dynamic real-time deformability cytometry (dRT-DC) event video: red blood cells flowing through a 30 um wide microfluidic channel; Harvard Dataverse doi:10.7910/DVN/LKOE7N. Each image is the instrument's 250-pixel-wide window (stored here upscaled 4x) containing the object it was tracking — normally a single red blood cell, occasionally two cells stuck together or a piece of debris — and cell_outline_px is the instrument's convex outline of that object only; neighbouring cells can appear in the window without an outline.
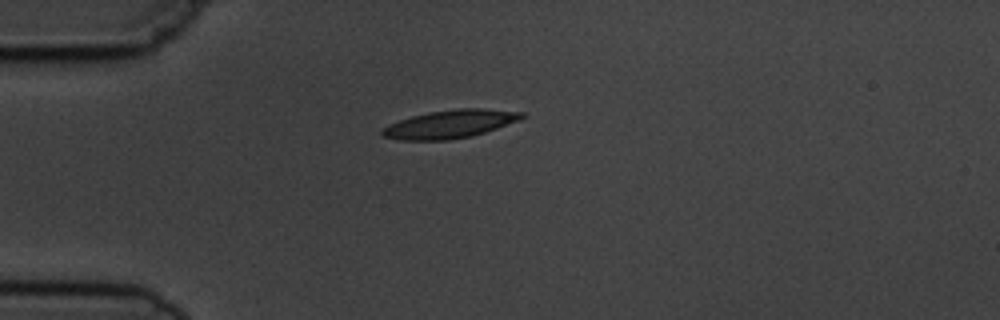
{"species": "common noctule bat (a hibernating species)", "species_latin": "Nyctalus noctula", "temperature_condition": "cold", "stored_images_in_passage": 3, "camera_frame_rate_fps": 3000, "um_per_image_px": 0.085, "animal": {"sex": "male", "body_mass_g": 19.5, "forearm_length_mm": 54.6}, "frame": {"image": 1, "passage_image": 1, "time_ms": 0.0, "image_size_px": [1000, 320], "cell_outline_px": [[524, 116], [520, 120], [472, 136], [448, 140], [400, 140], [384, 136], [380, 132], [388, 124], [412, 116], [428, 112], [456, 108], [480, 108], [524, 112]], "centroid_in_image_um": [38.25, 10.54], "position_along_channel_um": 46.7, "area_um2": 22.77}}
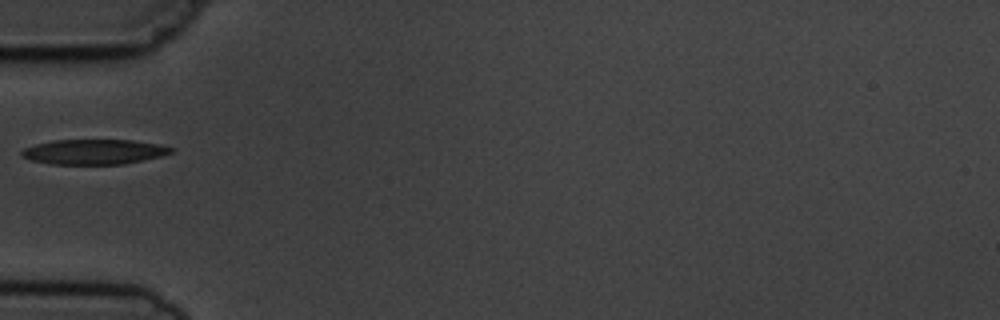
{"frame": {"image": 2, "passage_image": 2, "time_ms": 1.333, "image_size_px": [1000, 320], "cell_outline_px": [[176, 152], [160, 156], [124, 164], [52, 164], [32, 160], [20, 156], [20, 152], [24, 148], [36, 144], [52, 140], [132, 140], [160, 144], [176, 148]], "centroid_in_image_um": [8.03, 12.9], "position_along_channel_um": 77.0, "area_um2": 21.91}}
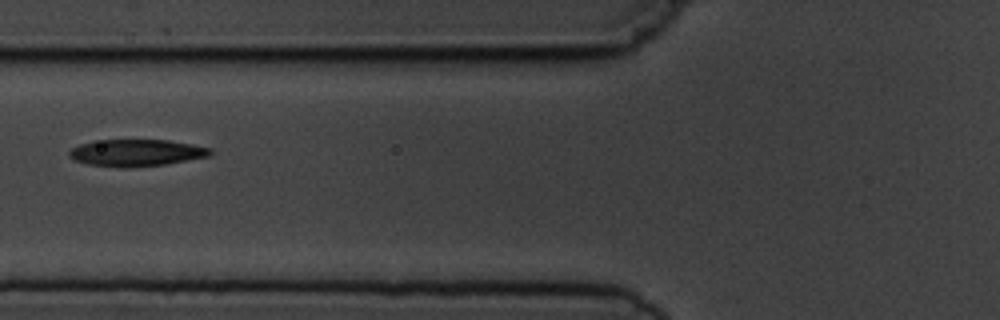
{"frame": {"image": 3, "passage_image": 3, "time_ms": 2.333, "image_size_px": [1000, 320], "cell_outline_px": [[212, 152], [208, 156], [164, 164], [128, 168], [120, 168], [88, 164], [72, 160], [68, 156], [68, 152], [72, 148], [80, 144], [92, 140], [168, 140], [192, 144], [212, 148]], "centroid_in_image_um": [11.53, 12.98], "position_along_channel_um": 114.3, "area_um2": 22.2}}